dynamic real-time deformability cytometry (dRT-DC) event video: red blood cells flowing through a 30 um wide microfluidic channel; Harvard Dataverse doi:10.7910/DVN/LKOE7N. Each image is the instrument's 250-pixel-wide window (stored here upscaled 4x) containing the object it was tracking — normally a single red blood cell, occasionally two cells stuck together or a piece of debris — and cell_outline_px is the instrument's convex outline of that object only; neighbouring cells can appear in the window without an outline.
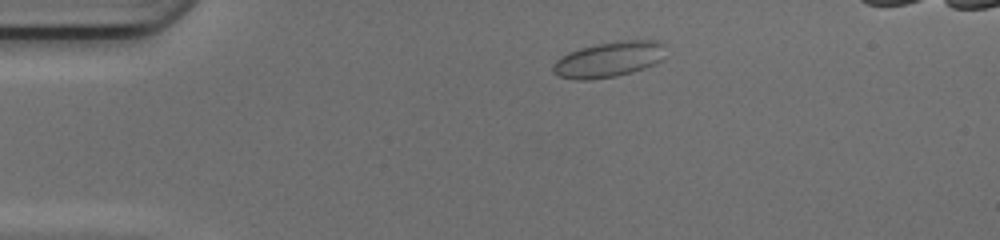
{"species": "common noctule bat (a hibernating species)", "species_latin": "Nyctalus noctula", "temperature_condition": "cold", "stored_images_in_passage": 40, "camera_frame_rate_fps": 3000, "um_per_image_px": 0.085, "animal": {"sex": "female", "body_mass_g": 17.0, "forearm_length_mm": 48.0}, "frame": {"image": 1, "passage_image": 2, "time_ms": 0.333, "image_size_px": [1000, 240], "cell_outline_px": [[664, 44], [660, 60], [644, 68], [632, 72], [616, 76], [588, 80], [576, 80], [560, 76], [552, 72], [552, 64], [560, 56], [568, 52], [580, 48], [600, 44], [624, 40], [656, 40]], "centroid_in_image_um": [51.68, 5.06], "position_along_channel_um": 33.3, "area_um2": 23.0}}
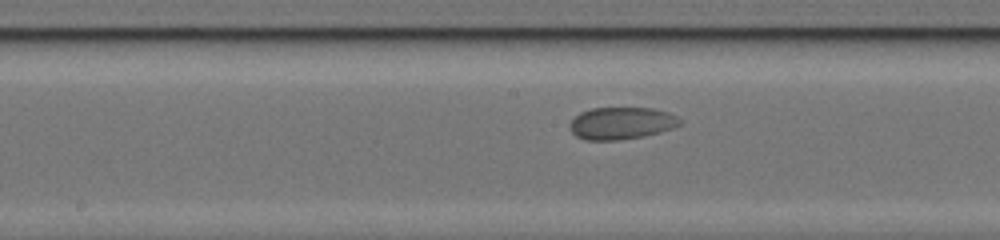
{"frame": {"image": 2, "passage_image": 18, "time_ms": 5.667, "image_size_px": [1000, 240], "cell_outline_px": [[680, 124], [672, 128], [660, 132], [644, 136], [616, 140], [584, 140], [576, 136], [568, 128], [568, 124], [580, 112], [592, 108], [652, 108], [668, 112], [676, 116], [680, 120]], "centroid_in_image_um": [52.78, 10.47], "position_along_channel_um": 195.4, "area_um2": 20.63}}
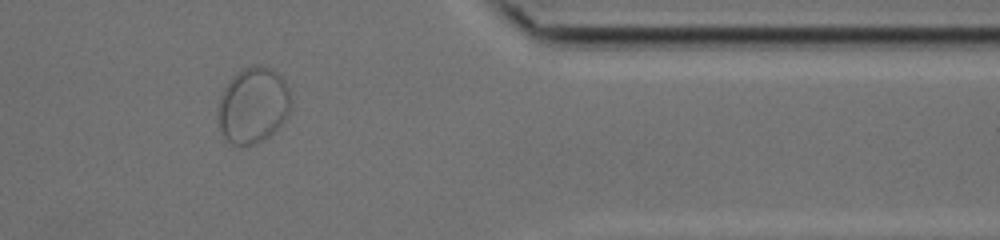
{"frame": {"image": 3, "passage_image": 34, "time_ms": 11.0, "image_size_px": [1000, 240], "cell_outline_px": [[292, 108], [284, 120], [272, 132], [256, 144], [240, 148], [232, 144], [224, 136], [220, 128], [216, 108], [220, 96], [228, 80], [236, 72], [244, 68], [256, 64], [260, 64], [272, 68], [284, 80], [288, 88]], "centroid_in_image_um": [21.48, 8.94], "position_along_channel_um": 389.9, "area_um2": 32.66}}